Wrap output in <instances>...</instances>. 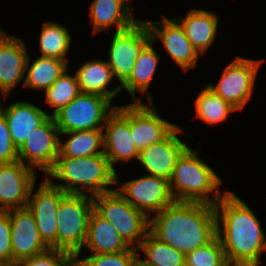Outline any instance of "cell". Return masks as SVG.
Wrapping results in <instances>:
<instances>
[{"instance_id":"3957f363","label":"cell","mask_w":266,"mask_h":266,"mask_svg":"<svg viewBox=\"0 0 266 266\" xmlns=\"http://www.w3.org/2000/svg\"><path fill=\"white\" fill-rule=\"evenodd\" d=\"M49 175L50 178L52 176L66 182L54 184ZM47 177L53 185L68 194H87L84 191L87 189L95 196L114 190L108 189V185H120L116 170L104 154L79 158L57 157Z\"/></svg>"},{"instance_id":"8992f818","label":"cell","mask_w":266,"mask_h":266,"mask_svg":"<svg viewBox=\"0 0 266 266\" xmlns=\"http://www.w3.org/2000/svg\"><path fill=\"white\" fill-rule=\"evenodd\" d=\"M92 199L94 210L108 220L130 246L137 248L149 233V216L128 203L117 190L92 196Z\"/></svg>"},{"instance_id":"836d02e7","label":"cell","mask_w":266,"mask_h":266,"mask_svg":"<svg viewBox=\"0 0 266 266\" xmlns=\"http://www.w3.org/2000/svg\"><path fill=\"white\" fill-rule=\"evenodd\" d=\"M74 257L63 250L48 249L20 262L21 266H68Z\"/></svg>"},{"instance_id":"8d00e7d4","label":"cell","mask_w":266,"mask_h":266,"mask_svg":"<svg viewBox=\"0 0 266 266\" xmlns=\"http://www.w3.org/2000/svg\"><path fill=\"white\" fill-rule=\"evenodd\" d=\"M0 266H21L20 263L0 264Z\"/></svg>"},{"instance_id":"74e56055","label":"cell","mask_w":266,"mask_h":266,"mask_svg":"<svg viewBox=\"0 0 266 266\" xmlns=\"http://www.w3.org/2000/svg\"><path fill=\"white\" fill-rule=\"evenodd\" d=\"M3 33H4V31L0 29V37H1V35H2Z\"/></svg>"},{"instance_id":"44dd1931","label":"cell","mask_w":266,"mask_h":266,"mask_svg":"<svg viewBox=\"0 0 266 266\" xmlns=\"http://www.w3.org/2000/svg\"><path fill=\"white\" fill-rule=\"evenodd\" d=\"M84 246L89 249L92 255L120 253L131 249L130 245L120 236L115 227L95 210L90 215Z\"/></svg>"},{"instance_id":"cb8c5ba5","label":"cell","mask_w":266,"mask_h":266,"mask_svg":"<svg viewBox=\"0 0 266 266\" xmlns=\"http://www.w3.org/2000/svg\"><path fill=\"white\" fill-rule=\"evenodd\" d=\"M77 82L82 93L102 95L112 101V98L121 91V86L108 90L113 72L107 62L92 60L82 64L76 73Z\"/></svg>"},{"instance_id":"d590c367","label":"cell","mask_w":266,"mask_h":266,"mask_svg":"<svg viewBox=\"0 0 266 266\" xmlns=\"http://www.w3.org/2000/svg\"><path fill=\"white\" fill-rule=\"evenodd\" d=\"M18 160V149L14 146L5 117L0 113V163Z\"/></svg>"},{"instance_id":"d4e9b609","label":"cell","mask_w":266,"mask_h":266,"mask_svg":"<svg viewBox=\"0 0 266 266\" xmlns=\"http://www.w3.org/2000/svg\"><path fill=\"white\" fill-rule=\"evenodd\" d=\"M153 42L150 41L140 52L137 57L132 72L128 79L120 85L121 88H125L127 92L130 93L132 102H141V99L136 98L135 93L136 89L140 91V93H148V103L153 102L151 94L147 91V88L152 81L158 61L159 56L156 51L153 49Z\"/></svg>"},{"instance_id":"ffe728a7","label":"cell","mask_w":266,"mask_h":266,"mask_svg":"<svg viewBox=\"0 0 266 266\" xmlns=\"http://www.w3.org/2000/svg\"><path fill=\"white\" fill-rule=\"evenodd\" d=\"M0 101V113L5 117L14 146L19 150L27 140L33 129L40 126L49 116L37 106L27 102H17L8 108L2 109Z\"/></svg>"},{"instance_id":"2e32d148","label":"cell","mask_w":266,"mask_h":266,"mask_svg":"<svg viewBox=\"0 0 266 266\" xmlns=\"http://www.w3.org/2000/svg\"><path fill=\"white\" fill-rule=\"evenodd\" d=\"M162 20L145 21L151 41L154 43L160 37L167 53L183 70L195 67L199 53L186 37L183 27L176 19L163 16Z\"/></svg>"},{"instance_id":"1f68e13d","label":"cell","mask_w":266,"mask_h":266,"mask_svg":"<svg viewBox=\"0 0 266 266\" xmlns=\"http://www.w3.org/2000/svg\"><path fill=\"white\" fill-rule=\"evenodd\" d=\"M185 266H229L216 236L211 242L185 255Z\"/></svg>"},{"instance_id":"83f0119b","label":"cell","mask_w":266,"mask_h":266,"mask_svg":"<svg viewBox=\"0 0 266 266\" xmlns=\"http://www.w3.org/2000/svg\"><path fill=\"white\" fill-rule=\"evenodd\" d=\"M141 249L146 260L138 257L141 266H185V255L173 247L159 241L150 232L143 239L137 250Z\"/></svg>"},{"instance_id":"5bb4252c","label":"cell","mask_w":266,"mask_h":266,"mask_svg":"<svg viewBox=\"0 0 266 266\" xmlns=\"http://www.w3.org/2000/svg\"><path fill=\"white\" fill-rule=\"evenodd\" d=\"M35 180L34 170L20 160L0 163V210L26 208Z\"/></svg>"},{"instance_id":"9c48e42d","label":"cell","mask_w":266,"mask_h":266,"mask_svg":"<svg viewBox=\"0 0 266 266\" xmlns=\"http://www.w3.org/2000/svg\"><path fill=\"white\" fill-rule=\"evenodd\" d=\"M261 63V60L236 57L226 66L216 86L207 85L237 110H243L253 93L254 82Z\"/></svg>"},{"instance_id":"4dcf8cb0","label":"cell","mask_w":266,"mask_h":266,"mask_svg":"<svg viewBox=\"0 0 266 266\" xmlns=\"http://www.w3.org/2000/svg\"><path fill=\"white\" fill-rule=\"evenodd\" d=\"M44 91L46 103L54 109L52 117L81 92L76 75L71 76L67 74V69Z\"/></svg>"},{"instance_id":"277c9868","label":"cell","mask_w":266,"mask_h":266,"mask_svg":"<svg viewBox=\"0 0 266 266\" xmlns=\"http://www.w3.org/2000/svg\"><path fill=\"white\" fill-rule=\"evenodd\" d=\"M221 183L222 180L211 167L198 157L197 151L189 147L178 157L169 180L175 202H200L211 205H215L223 197L218 189ZM210 192H215L214 199H209Z\"/></svg>"},{"instance_id":"484cf974","label":"cell","mask_w":266,"mask_h":266,"mask_svg":"<svg viewBox=\"0 0 266 266\" xmlns=\"http://www.w3.org/2000/svg\"><path fill=\"white\" fill-rule=\"evenodd\" d=\"M103 129L70 131L60 133V135H70L65 142H60L58 157L79 158L104 154L103 148Z\"/></svg>"},{"instance_id":"7a4b0ae2","label":"cell","mask_w":266,"mask_h":266,"mask_svg":"<svg viewBox=\"0 0 266 266\" xmlns=\"http://www.w3.org/2000/svg\"><path fill=\"white\" fill-rule=\"evenodd\" d=\"M214 205L174 202L150 219L149 232L184 255L203 247L216 236Z\"/></svg>"},{"instance_id":"5b68a950","label":"cell","mask_w":266,"mask_h":266,"mask_svg":"<svg viewBox=\"0 0 266 266\" xmlns=\"http://www.w3.org/2000/svg\"><path fill=\"white\" fill-rule=\"evenodd\" d=\"M94 210L92 196L66 194L57 210V249L77 260L85 244L90 215Z\"/></svg>"},{"instance_id":"4fadbf2b","label":"cell","mask_w":266,"mask_h":266,"mask_svg":"<svg viewBox=\"0 0 266 266\" xmlns=\"http://www.w3.org/2000/svg\"><path fill=\"white\" fill-rule=\"evenodd\" d=\"M104 155L109 160L111 167L120 161H129L132 158H139V152L131 139L130 133V104L117 106L108 116L103 130Z\"/></svg>"},{"instance_id":"4316f807","label":"cell","mask_w":266,"mask_h":266,"mask_svg":"<svg viewBox=\"0 0 266 266\" xmlns=\"http://www.w3.org/2000/svg\"><path fill=\"white\" fill-rule=\"evenodd\" d=\"M29 60L28 57L26 64L28 74L22 84L24 87L46 90L68 68L67 63L60 59L38 57V59H35L31 65Z\"/></svg>"},{"instance_id":"ba28073f","label":"cell","mask_w":266,"mask_h":266,"mask_svg":"<svg viewBox=\"0 0 266 266\" xmlns=\"http://www.w3.org/2000/svg\"><path fill=\"white\" fill-rule=\"evenodd\" d=\"M151 41L145 21L138 20L131 27L116 32L109 48V67L122 85L130 76L142 49Z\"/></svg>"},{"instance_id":"e575fe53","label":"cell","mask_w":266,"mask_h":266,"mask_svg":"<svg viewBox=\"0 0 266 266\" xmlns=\"http://www.w3.org/2000/svg\"><path fill=\"white\" fill-rule=\"evenodd\" d=\"M10 263H12V248L9 212L0 210V264Z\"/></svg>"},{"instance_id":"7402d4cb","label":"cell","mask_w":266,"mask_h":266,"mask_svg":"<svg viewBox=\"0 0 266 266\" xmlns=\"http://www.w3.org/2000/svg\"><path fill=\"white\" fill-rule=\"evenodd\" d=\"M127 0H94L90 7L93 34L115 25L116 32L131 27L139 19L132 17Z\"/></svg>"},{"instance_id":"d6986e66","label":"cell","mask_w":266,"mask_h":266,"mask_svg":"<svg viewBox=\"0 0 266 266\" xmlns=\"http://www.w3.org/2000/svg\"><path fill=\"white\" fill-rule=\"evenodd\" d=\"M26 45L21 39L7 36L0 37V89L6 97L24 78L28 60Z\"/></svg>"},{"instance_id":"30bf717a","label":"cell","mask_w":266,"mask_h":266,"mask_svg":"<svg viewBox=\"0 0 266 266\" xmlns=\"http://www.w3.org/2000/svg\"><path fill=\"white\" fill-rule=\"evenodd\" d=\"M60 132L54 117L49 116L40 126L33 129L18 150V160L32 169L35 167L48 173L59 155Z\"/></svg>"},{"instance_id":"6da1fadb","label":"cell","mask_w":266,"mask_h":266,"mask_svg":"<svg viewBox=\"0 0 266 266\" xmlns=\"http://www.w3.org/2000/svg\"><path fill=\"white\" fill-rule=\"evenodd\" d=\"M214 207L216 233L228 265L259 266L261 254L266 251V237L253 211L231 191L224 192Z\"/></svg>"},{"instance_id":"d6a6232c","label":"cell","mask_w":266,"mask_h":266,"mask_svg":"<svg viewBox=\"0 0 266 266\" xmlns=\"http://www.w3.org/2000/svg\"><path fill=\"white\" fill-rule=\"evenodd\" d=\"M137 248L131 247L120 253L94 254L82 260H74L71 266H136L138 264Z\"/></svg>"},{"instance_id":"f546056e","label":"cell","mask_w":266,"mask_h":266,"mask_svg":"<svg viewBox=\"0 0 266 266\" xmlns=\"http://www.w3.org/2000/svg\"><path fill=\"white\" fill-rule=\"evenodd\" d=\"M196 117L208 124H218L238 111L230 103L216 94L208 85L199 93L195 101Z\"/></svg>"},{"instance_id":"8fae6325","label":"cell","mask_w":266,"mask_h":266,"mask_svg":"<svg viewBox=\"0 0 266 266\" xmlns=\"http://www.w3.org/2000/svg\"><path fill=\"white\" fill-rule=\"evenodd\" d=\"M31 186L27 208L36 220L39 235L49 249H57V210L61 199L67 194L53 185L47 177L32 196Z\"/></svg>"},{"instance_id":"9a60e30c","label":"cell","mask_w":266,"mask_h":266,"mask_svg":"<svg viewBox=\"0 0 266 266\" xmlns=\"http://www.w3.org/2000/svg\"><path fill=\"white\" fill-rule=\"evenodd\" d=\"M177 125L165 121L158 115L153 102L130 104V133L140 153L146 147L163 140Z\"/></svg>"},{"instance_id":"e0dca14e","label":"cell","mask_w":266,"mask_h":266,"mask_svg":"<svg viewBox=\"0 0 266 266\" xmlns=\"http://www.w3.org/2000/svg\"><path fill=\"white\" fill-rule=\"evenodd\" d=\"M8 212L11 224L12 263H20L49 249L42 241L36 220L27 207Z\"/></svg>"},{"instance_id":"7c38bea8","label":"cell","mask_w":266,"mask_h":266,"mask_svg":"<svg viewBox=\"0 0 266 266\" xmlns=\"http://www.w3.org/2000/svg\"><path fill=\"white\" fill-rule=\"evenodd\" d=\"M118 189L117 192L128 203L149 217L148 212L158 213L175 202L169 181L153 175L122 183Z\"/></svg>"},{"instance_id":"ac0fdd59","label":"cell","mask_w":266,"mask_h":266,"mask_svg":"<svg viewBox=\"0 0 266 266\" xmlns=\"http://www.w3.org/2000/svg\"><path fill=\"white\" fill-rule=\"evenodd\" d=\"M183 132L176 126L163 140L149 145L139 153L138 161L149 175L170 180L178 157L188 147L177 134Z\"/></svg>"},{"instance_id":"f1b7e54d","label":"cell","mask_w":266,"mask_h":266,"mask_svg":"<svg viewBox=\"0 0 266 266\" xmlns=\"http://www.w3.org/2000/svg\"><path fill=\"white\" fill-rule=\"evenodd\" d=\"M71 38L67 27L52 21L44 22L39 38V46L42 54L40 57L60 59L68 64L66 54L70 48Z\"/></svg>"},{"instance_id":"603a6c76","label":"cell","mask_w":266,"mask_h":266,"mask_svg":"<svg viewBox=\"0 0 266 266\" xmlns=\"http://www.w3.org/2000/svg\"><path fill=\"white\" fill-rule=\"evenodd\" d=\"M176 20L197 52L204 54L217 35V15L205 10L192 9L181 20Z\"/></svg>"},{"instance_id":"52a82bcc","label":"cell","mask_w":266,"mask_h":266,"mask_svg":"<svg viewBox=\"0 0 266 266\" xmlns=\"http://www.w3.org/2000/svg\"><path fill=\"white\" fill-rule=\"evenodd\" d=\"M111 100L96 94L80 92L53 117L60 133L103 129L108 116L116 109Z\"/></svg>"}]
</instances>
